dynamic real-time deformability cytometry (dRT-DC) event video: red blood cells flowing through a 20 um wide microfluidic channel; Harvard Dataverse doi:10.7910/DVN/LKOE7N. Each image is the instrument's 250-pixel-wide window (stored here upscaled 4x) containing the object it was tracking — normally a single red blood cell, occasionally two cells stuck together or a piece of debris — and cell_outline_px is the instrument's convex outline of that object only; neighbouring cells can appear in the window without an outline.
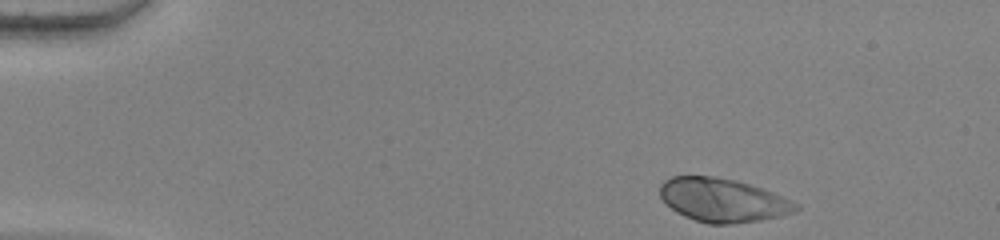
{"species": "human", "species_latin": "Homo sapiens", "temperature_condition": "warm", "stored_images_in_passage": 47, "camera_frame_rate_fps": 3000, "um_per_image_px": 0.085, "donor": {"sex": "female"}, "frame": {"image": 1, "passage_image": 1, "time_ms": 0.0, "image_size_px": [1000, 240], "cell_outline_px": [[800, 208], [796, 212], [784, 216], [760, 220], [732, 224], [708, 224], [684, 216], [676, 212], [660, 196], [660, 184], [664, 180], [672, 176], [712, 176], [736, 180], [772, 192], [792, 200], [800, 204]], "centroid_in_image_um": [61.47, 17.02], "position_along_channel_um": 23.5, "area_um2": 34.62}}
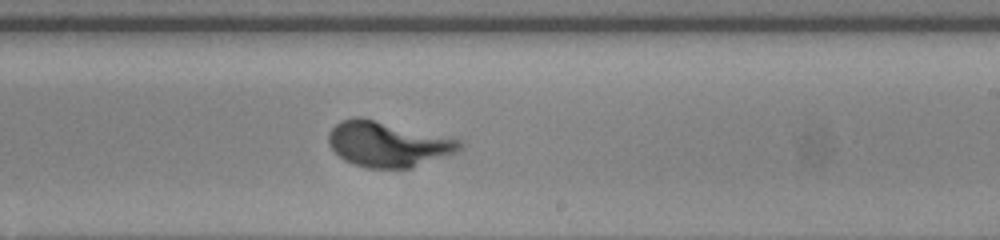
{"frame": {"image": 2, "passage_image": 27, "time_ms": 8.667, "image_size_px": [1000, 240], "cell_outline_px": [[464, 148], [460, 152], [412, 168], [368, 168], [352, 164], [344, 160], [328, 144], [328, 132], [340, 120], [352, 116], [360, 116], [464, 140]], "centroid_in_image_um": [33.02, 12.24], "position_along_channel_um": 256.0, "area_um2": 35.32}}
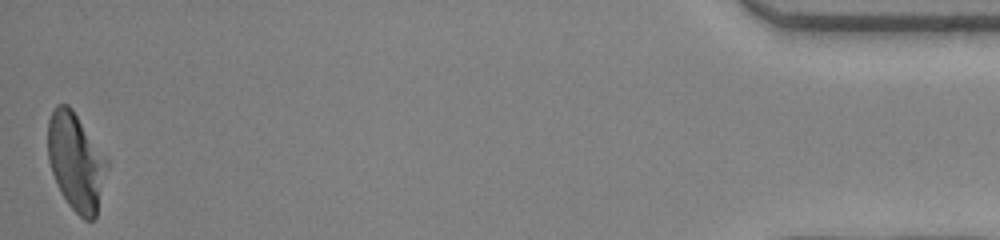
{"frame": {"image": 3, "passage_image": 47, "time_ms": 15.333, "image_size_px": [1000, 240], "cell_outline_px": [[108, 164], [96, 216], [92, 220], [84, 220], [68, 204], [60, 192], [52, 172], [48, 160], [48, 120], [56, 104], [68, 104], [72, 108], [108, 160]], "centroid_in_image_um": [6.44, 13.74], "position_along_channel_um": 428.8, "area_um2": 33.35}}